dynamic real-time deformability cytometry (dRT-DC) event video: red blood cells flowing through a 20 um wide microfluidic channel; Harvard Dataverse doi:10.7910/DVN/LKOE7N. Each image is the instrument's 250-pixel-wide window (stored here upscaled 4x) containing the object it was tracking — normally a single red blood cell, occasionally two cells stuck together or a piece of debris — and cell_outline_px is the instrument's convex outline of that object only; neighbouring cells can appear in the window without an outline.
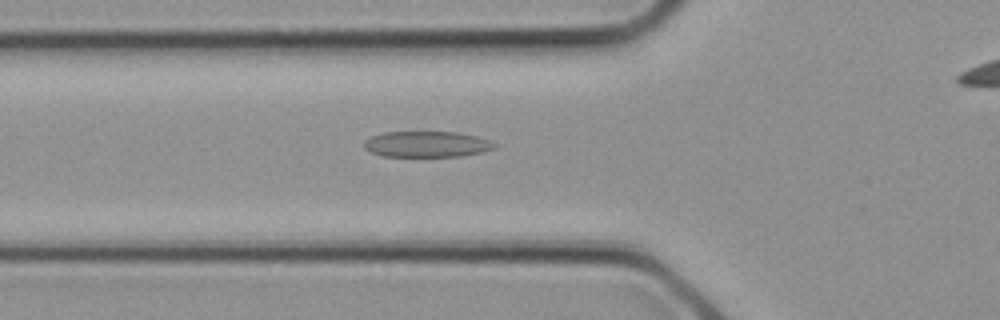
{"species": "common noctule bat (a hibernating species)", "species_latin": "Nyctalus noctula", "temperature_condition": "cold", "stored_images_in_passage": 5, "segment_of_instrument_passage": [1, 2], "camera_frame_rate_fps": 3000, "um_per_image_px": 0.085, "animal": {"sex": "female", "body_mass_g": 21.9}, "frame": {"image": 1, "passage_image": 4, "time_ms": 1.0, "image_size_px": [1000, 320], "cell_outline_px": [[496, 148], [484, 152], [460, 156], [380, 156], [364, 148], [364, 140], [372, 136], [384, 132], [456, 132], [476, 136], [488, 140], [496, 144]], "centroid_in_image_um": [36.28, 12.26], "position_along_channel_um": 89.5, "area_um2": 19.65}}